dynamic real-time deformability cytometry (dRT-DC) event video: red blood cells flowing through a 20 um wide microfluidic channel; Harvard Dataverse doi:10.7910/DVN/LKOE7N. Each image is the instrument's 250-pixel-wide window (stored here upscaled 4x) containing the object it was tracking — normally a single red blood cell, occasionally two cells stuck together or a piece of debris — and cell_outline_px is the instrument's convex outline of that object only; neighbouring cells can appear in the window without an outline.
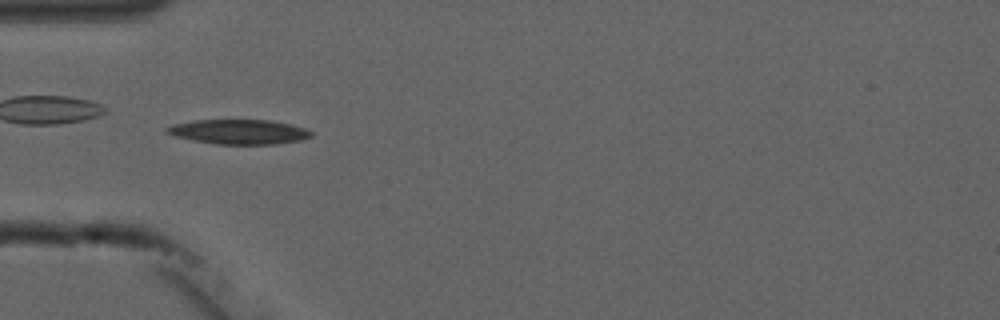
{"species": "common noctule bat (a hibernating species)", "species_latin": "Nyctalus noctula", "temperature_condition": "cold", "stored_images_in_passage": 5, "camera_frame_rate_fps": 3000, "um_per_image_px": 0.085, "animal": {"sex": "male", "forearm_length_mm": 52.5}, "frame": {"image": 1, "passage_image": 4, "time_ms": 3.667, "image_size_px": [1000, 320], "cell_outline_px": [[312, 136], [300, 140], [276, 144], [216, 144], [192, 140], [176, 136], [164, 132], [164, 128], [172, 124], [196, 120], [272, 120], [304, 128], [312, 132]], "centroid_in_image_um": [20.27, 11.2], "position_along_channel_um": 64.7, "area_um2": 20.69}}